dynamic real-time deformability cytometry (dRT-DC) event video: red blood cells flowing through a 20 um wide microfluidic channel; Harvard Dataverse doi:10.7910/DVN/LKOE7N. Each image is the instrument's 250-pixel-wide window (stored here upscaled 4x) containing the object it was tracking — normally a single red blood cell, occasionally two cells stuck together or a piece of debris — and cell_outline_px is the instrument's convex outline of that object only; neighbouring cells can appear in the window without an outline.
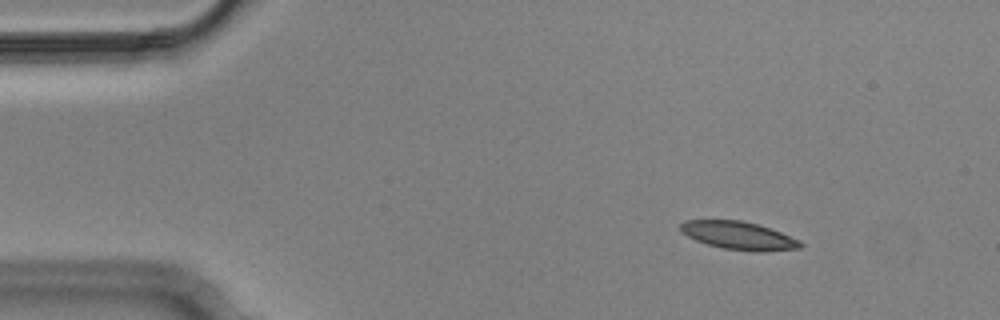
{"species": "Egyptian fruit bat (a non-hibernating species)", "species_latin": "Rousettus aegyptiacus", "temperature_condition": "cold", "stored_images_in_passage": 5, "camera_frame_rate_fps": 3000, "um_per_image_px": 0.085, "animal": {"sex": "male"}, "frame": {"image": 1, "passage_image": 3, "time_ms": 0.667, "image_size_px": [1000, 320], "cell_outline_px": [[804, 244], [800, 248], [764, 252], [752, 252], [724, 248], [708, 244], [696, 240], [680, 232], [680, 224], [684, 220], [740, 220], [756, 224], [780, 232], [800, 240]], "centroid_in_image_um": [62.79, 20.03], "position_along_channel_um": 22.2, "area_um2": 19.54}}